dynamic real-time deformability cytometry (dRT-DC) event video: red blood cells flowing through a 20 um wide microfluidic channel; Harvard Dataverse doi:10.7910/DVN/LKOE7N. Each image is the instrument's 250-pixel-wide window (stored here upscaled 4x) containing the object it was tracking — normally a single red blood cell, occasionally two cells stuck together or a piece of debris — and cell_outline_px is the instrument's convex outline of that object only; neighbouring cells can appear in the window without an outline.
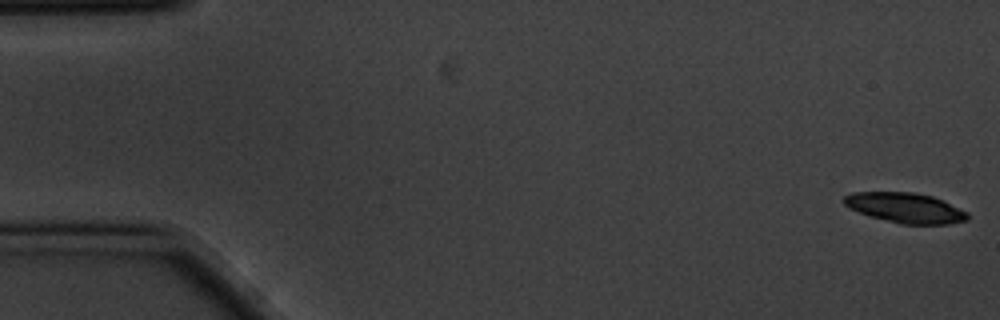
{"species": "common noctule bat (a hibernating species)", "species_latin": "Nyctalus noctula", "temperature_condition": "cold", "stored_images_in_passage": 5, "camera_frame_rate_fps": 3000, "um_per_image_px": 0.085, "animal": {"sex": "male", "body_mass_g": 20.1, "forearm_length_mm": 53.5}, "frame": {"image": 1, "passage_image": 1, "time_ms": 0.0, "image_size_px": [1000, 320], "cell_outline_px": [[968, 220], [948, 224], [900, 224], [868, 216], [848, 208], [844, 204], [844, 196], [852, 192], [916, 192], [932, 196], [944, 200], [968, 212]], "centroid_in_image_um": [76.95, 17.66], "position_along_channel_um": 8.0, "area_um2": 21.91}}